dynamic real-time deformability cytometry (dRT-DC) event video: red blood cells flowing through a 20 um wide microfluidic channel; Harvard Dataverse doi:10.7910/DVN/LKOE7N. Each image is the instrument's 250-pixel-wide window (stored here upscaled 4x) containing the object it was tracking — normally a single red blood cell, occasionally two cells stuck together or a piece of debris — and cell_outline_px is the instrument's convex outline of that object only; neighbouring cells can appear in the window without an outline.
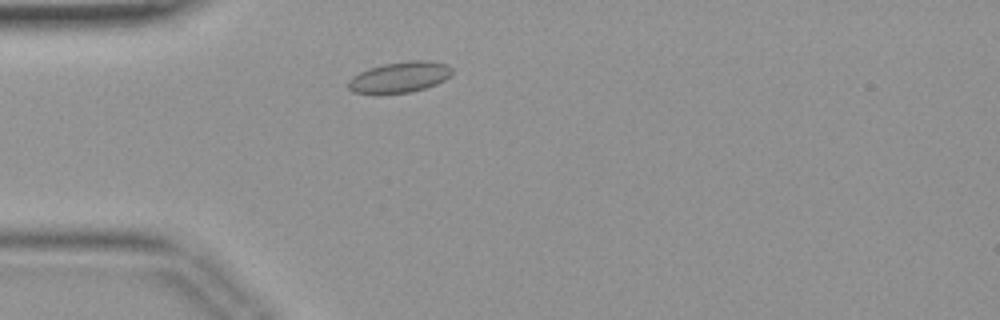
{"species": "common noctule bat (a hibernating species)", "species_latin": "Nyctalus noctula", "temperature_condition": "warm", "stored_images_in_passage": 35, "camera_frame_rate_fps": 3000, "um_per_image_px": 0.085, "animal": {"sex": "female", "body_mass_g": 19.9}, "frame": {"image": 1, "passage_image": 5, "time_ms": 1.333, "image_size_px": [1000, 320], "cell_outline_px": [[452, 76], [436, 84], [412, 92], [380, 96], [376, 96], [352, 92], [348, 88], [348, 80], [352, 76], [368, 68], [384, 64], [408, 60], [432, 60], [448, 64], [452, 68]], "centroid_in_image_um": [33.95, 6.59], "position_along_channel_um": 51.1, "area_um2": 19.48}}
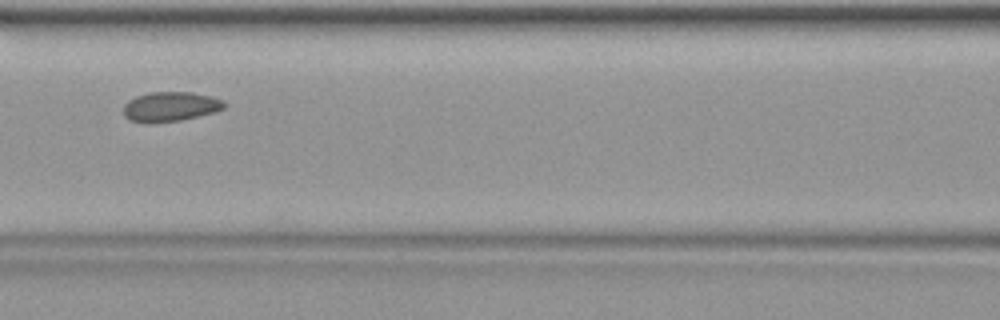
{"frame": {"image": 2, "passage_image": 12, "time_ms": 3.667, "image_size_px": [1000, 320], "cell_outline_px": [[228, 104], [224, 108], [216, 112], [180, 120], [148, 124], [144, 124], [128, 120], [124, 116], [124, 104], [128, 100], [136, 96], [148, 92], [192, 92], [212, 96], [224, 100]], "centroid_in_image_um": [14.48, 9.07], "position_along_channel_um": 152.1, "area_um2": 17.86}}
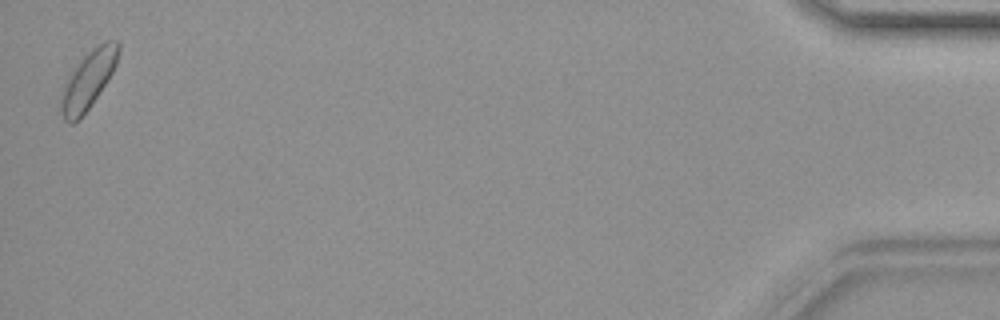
{"frame": {"image": 3, "passage_image": 35, "time_ms": 11.333, "image_size_px": [1000, 320], "cell_outline_px": [[120, 52], [116, 64], [112, 72], [80, 120], [72, 124], [64, 120], [60, 112], [60, 100], [64, 84], [80, 60], [92, 48], [104, 40], [120, 40]], "centroid_in_image_um": [7.5, 6.78], "position_along_channel_um": 427.7, "area_um2": 19.19}}